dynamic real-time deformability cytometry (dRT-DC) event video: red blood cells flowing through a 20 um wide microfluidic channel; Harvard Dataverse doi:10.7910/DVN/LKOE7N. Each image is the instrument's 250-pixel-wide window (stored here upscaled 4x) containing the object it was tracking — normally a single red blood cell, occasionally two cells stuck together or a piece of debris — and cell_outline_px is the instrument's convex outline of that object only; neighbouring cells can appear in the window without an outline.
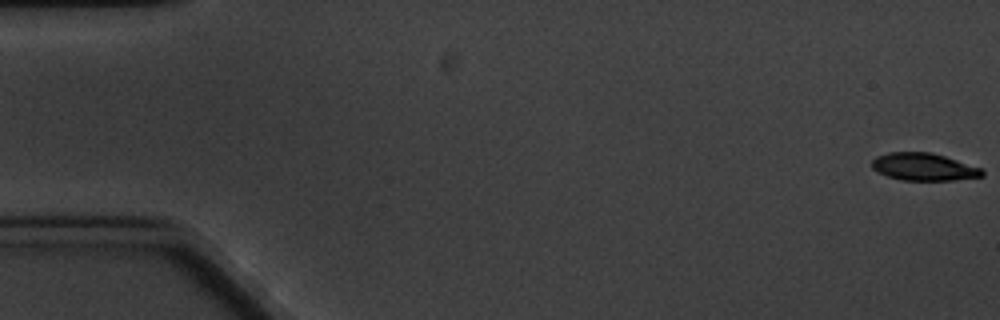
{"species": "common noctule bat (a hibernating species)", "species_latin": "Nyctalus noctula", "temperature_condition": "cold", "stored_images_in_passage": 7, "camera_frame_rate_fps": 3000, "um_per_image_px": 0.085, "animal": {"sex": "male", "body_mass_g": 20.1, "forearm_length_mm": 53.5}, "frame": {"image": 1, "passage_image": 1, "time_ms": 0.0, "image_size_px": [1000, 320], "cell_outline_px": [[984, 176], [952, 180], [900, 180], [888, 176], [872, 168], [872, 160], [876, 156], [888, 152], [932, 152], [984, 168]], "centroid_in_image_um": [78.56, 14.17], "position_along_channel_um": 6.4, "area_um2": 17.74}}